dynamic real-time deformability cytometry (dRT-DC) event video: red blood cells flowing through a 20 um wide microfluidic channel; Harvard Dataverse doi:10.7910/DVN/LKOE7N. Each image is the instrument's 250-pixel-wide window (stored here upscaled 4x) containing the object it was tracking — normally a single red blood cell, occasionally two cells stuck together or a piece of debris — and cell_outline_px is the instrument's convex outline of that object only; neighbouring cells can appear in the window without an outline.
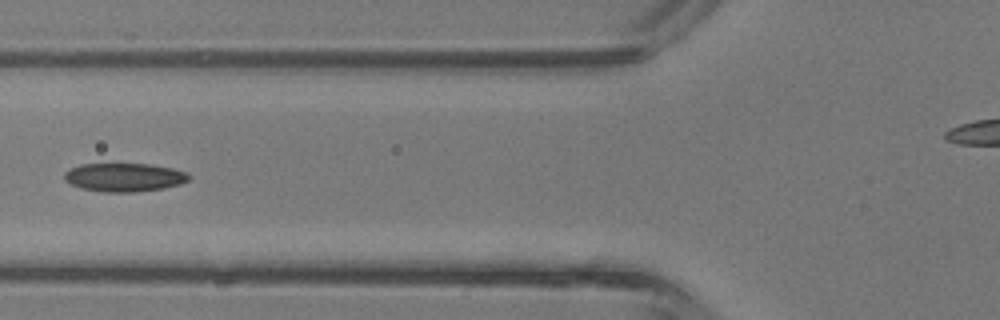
{"species": "common noctule bat (a hibernating species)", "species_latin": "Nyctalus noctula", "temperature_condition": "room temperature", "stored_images_in_passage": 5, "camera_frame_rate_fps": 3000, "um_per_image_px": 0.085, "animal": {"sex": "male", "body_mass_g": 13.3}, "frame": {"image": 1, "passage_image": 5, "time_ms": 1.333, "image_size_px": [1000, 320], "cell_outline_px": [[192, 176], [188, 180], [180, 184], [164, 188], [132, 192], [104, 192], [80, 188], [64, 180], [64, 172], [80, 164], [148, 164], [172, 168], [188, 172]], "centroid_in_image_um": [10.58, 15.07], "position_along_channel_um": 115.2, "area_um2": 20.69}}